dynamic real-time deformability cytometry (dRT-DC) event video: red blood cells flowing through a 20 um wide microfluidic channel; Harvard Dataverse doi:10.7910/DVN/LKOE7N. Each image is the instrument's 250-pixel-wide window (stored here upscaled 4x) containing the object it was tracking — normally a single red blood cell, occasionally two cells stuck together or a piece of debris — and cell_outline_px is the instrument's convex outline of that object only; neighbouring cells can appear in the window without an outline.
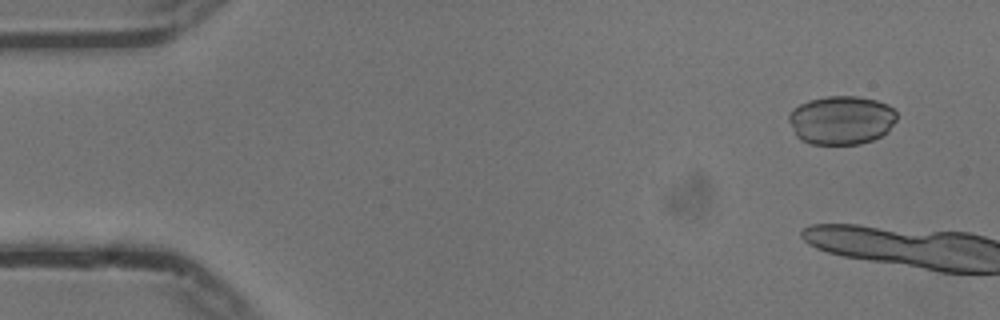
{"species": "common noctule bat (a hibernating species)", "species_latin": "Nyctalus noctula", "temperature_condition": "cold", "stored_images_in_passage": 7, "camera_frame_rate_fps": 3000, "um_per_image_px": 0.085, "animal": {"sex": "male", "body_mass_g": 13.3}, "frame": {"image": 1, "passage_image": 4, "time_ms": 1.0, "image_size_px": [1000, 320], "cell_outline_px": [[896, 120], [880, 136], [872, 140], [860, 144], [812, 144], [800, 140], [796, 136], [788, 120], [788, 112], [792, 108], [808, 100], [828, 96], [856, 96], [876, 100], [888, 104], [896, 112]], "centroid_in_image_um": [71.47, 10.2], "position_along_channel_um": 13.5, "area_um2": 30.69}}